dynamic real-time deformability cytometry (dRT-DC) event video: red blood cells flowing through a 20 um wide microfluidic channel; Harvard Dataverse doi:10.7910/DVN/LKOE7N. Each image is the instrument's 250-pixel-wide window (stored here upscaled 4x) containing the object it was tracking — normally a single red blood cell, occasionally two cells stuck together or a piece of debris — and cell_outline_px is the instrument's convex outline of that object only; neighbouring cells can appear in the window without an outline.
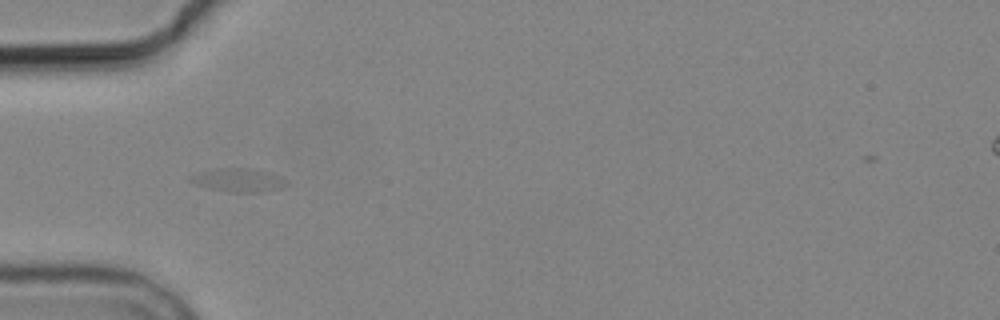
{"species": "common noctule bat (a hibernating species)", "species_latin": "Nyctalus noctula", "temperature_condition": "cold", "stored_images_in_passage": 6, "camera_frame_rate_fps": 3000, "um_per_image_px": 0.085, "animal": {"sex": "male", "body_mass_g": 19.2, "forearm_length_mm": 51.8}, "frame": {"image": 1, "passage_image": 1, "time_ms": 0.0, "image_size_px": [1000, 320], "cell_outline_px": [[288, 184], [280, 188], [264, 192], [232, 192], [208, 188], [196, 184], [188, 180], [188, 176], [228, 168], [244, 168], [264, 172], [280, 176], [288, 180]], "centroid_in_image_um": [20.33, 15.34], "position_along_channel_um": 64.7, "area_um2": 12.6}}
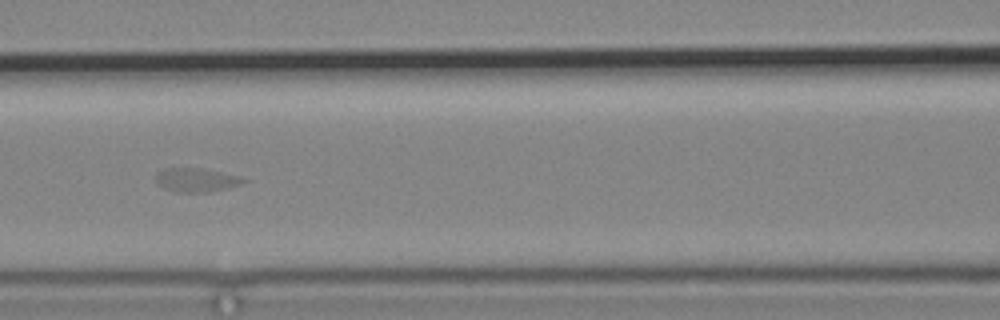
{"frame": {"image": 2, "passage_image": 3, "time_ms": 2.333, "image_size_px": [1000, 320], "cell_outline_px": [[248, 180], [240, 184], [208, 192], [176, 192], [164, 188], [156, 180], [156, 172], [164, 168], [200, 168], [220, 172], [236, 176]], "centroid_in_image_um": [16.62, 15.29], "position_along_channel_um": 150.0, "area_um2": 11.85}}
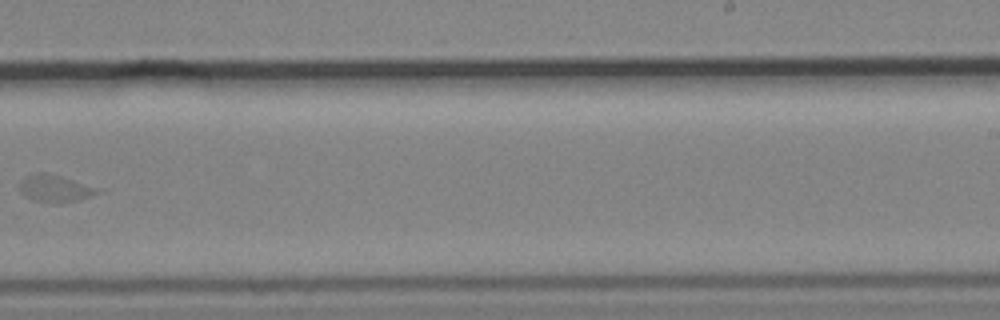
{"frame": {"image": 3, "passage_image": 6, "time_ms": 6.0, "image_size_px": [1000, 320], "cell_outline_px": [[100, 192], [92, 196], [80, 200], [60, 204], [32, 200], [24, 196], [20, 192], [20, 180], [24, 176], [36, 172], [48, 172], [72, 180], [92, 188]], "centroid_in_image_um": [4.56, 16.03], "position_along_channel_um": 284.4, "area_um2": 12.25}}